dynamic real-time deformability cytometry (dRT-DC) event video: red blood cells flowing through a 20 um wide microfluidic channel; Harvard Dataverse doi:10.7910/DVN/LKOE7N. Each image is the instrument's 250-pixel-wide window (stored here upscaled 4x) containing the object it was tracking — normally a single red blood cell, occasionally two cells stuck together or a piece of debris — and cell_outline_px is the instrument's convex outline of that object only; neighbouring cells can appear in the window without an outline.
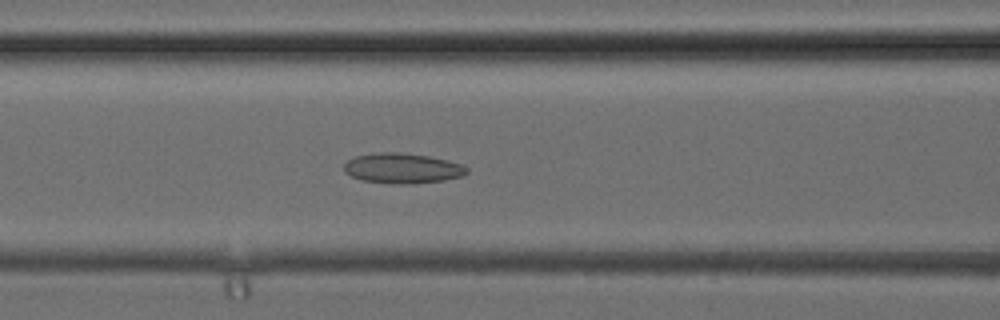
{"species": "common noctule bat (a hibernating species)", "species_latin": "Nyctalus noctula", "temperature_condition": "cold", "stored_images_in_passage": 38, "camera_frame_rate_fps": 3000, "um_per_image_px": 0.085, "animal": {"sex": "female", "body_mass_g": 24.6, "forearm_length_mm": 56.2}, "frame": {"image": 1, "passage_image": 16, "time_ms": 5.0, "image_size_px": [1000, 320], "cell_outline_px": [[468, 172], [464, 176], [444, 180], [412, 184], [392, 184], [360, 180], [344, 172], [344, 164], [348, 160], [356, 156], [376, 152], [400, 152], [428, 156], [448, 160], [460, 164], [468, 168]], "centroid_in_image_um": [34.2, 14.31], "position_along_channel_um": 132.4, "area_um2": 21.79}}
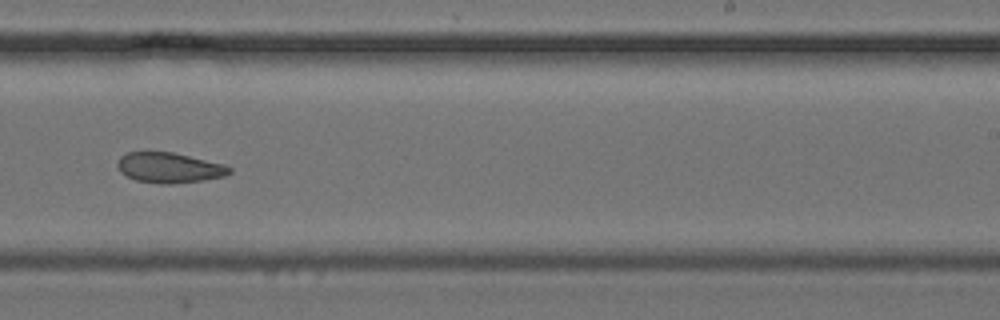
{"frame": {"image": 2, "passage_image": 24, "time_ms": 7.667, "image_size_px": [1000, 320], "cell_outline_px": [[232, 172], [224, 176], [204, 180], [172, 184], [160, 184], [136, 180], [120, 172], [116, 164], [120, 156], [128, 152], [172, 152], [224, 164], [232, 168]], "centroid_in_image_um": [14.38, 14.26], "position_along_channel_um": 274.6, "area_um2": 19.77}}
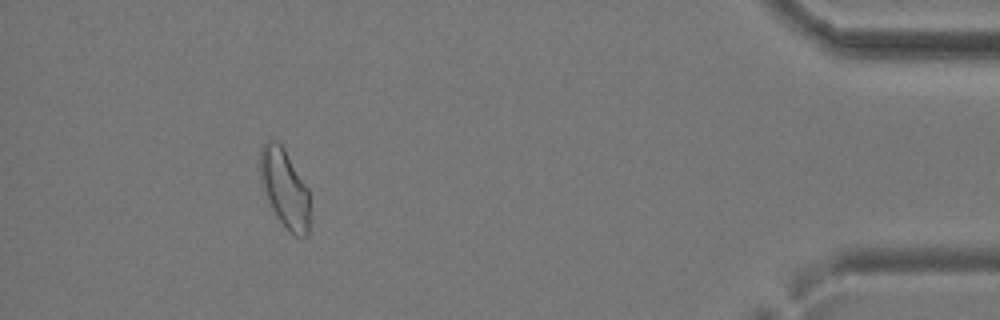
{"frame": {"image": 3, "passage_image": 35, "time_ms": 11.333, "image_size_px": [1000, 320], "cell_outline_px": [[308, 232], [304, 236], [296, 236], [280, 220], [272, 208], [260, 176], [260, 148], [264, 144], [272, 140], [276, 140], [284, 148], [308, 188]], "centroid_in_image_um": [24.19, 15.95], "position_along_channel_um": 411.0, "area_um2": 21.85}}